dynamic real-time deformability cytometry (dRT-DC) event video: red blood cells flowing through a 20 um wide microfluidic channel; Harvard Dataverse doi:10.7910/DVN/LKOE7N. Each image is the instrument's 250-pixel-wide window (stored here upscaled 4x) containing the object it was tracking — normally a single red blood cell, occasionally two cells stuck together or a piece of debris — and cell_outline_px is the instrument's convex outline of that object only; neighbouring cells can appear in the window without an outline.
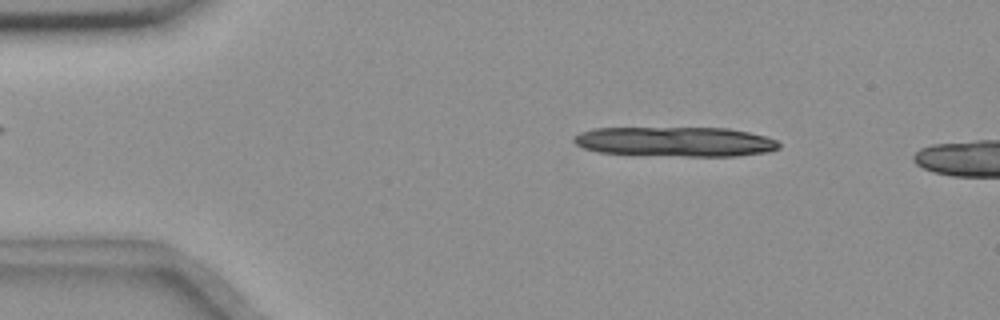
{"species": "common noctule bat (a hibernating species)", "species_latin": "Nyctalus noctula", "temperature_condition": "room temperature", "stored_images_in_passage": 9, "camera_frame_rate_fps": 3000, "um_per_image_px": 0.085, "animal": {"sex": "female", "body_mass_g": 18.4}, "frame": {"image": 1, "passage_image": 8, "time_ms": 2.333, "image_size_px": [1000, 320], "cell_outline_px": [[772, 148], [744, 152], [628, 152], [648, 132], [736, 132], [752, 136]], "centroid_in_image_um": [59.33, 12.12], "position_along_channel_um": 25.7, "area_um2": 17.28}}